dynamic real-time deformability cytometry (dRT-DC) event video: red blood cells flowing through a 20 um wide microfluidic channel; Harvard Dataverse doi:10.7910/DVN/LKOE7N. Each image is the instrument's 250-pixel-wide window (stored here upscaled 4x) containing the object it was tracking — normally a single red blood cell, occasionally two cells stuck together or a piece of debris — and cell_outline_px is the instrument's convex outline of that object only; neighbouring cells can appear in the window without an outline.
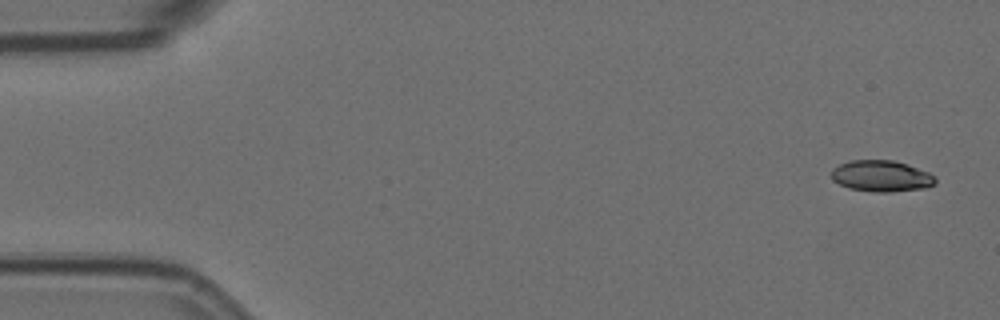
{"species": "Egyptian fruit bat (a non-hibernating species)", "species_latin": "Rousettus aegyptiacus", "temperature_condition": "room temperature", "stored_images_in_passage": 3, "camera_frame_rate_fps": 3000, "um_per_image_px": 0.085, "animal": {"sex": "female"}, "frame": {"image": 1, "passage_image": 1, "time_ms": 0.0, "image_size_px": [1000, 320], "cell_outline_px": [[936, 184], [924, 188], [888, 192], [876, 192], [848, 188], [832, 180], [832, 168], [848, 160], [896, 160], [908, 164], [928, 172], [936, 176]], "centroid_in_image_um": [74.93, 14.95], "position_along_channel_um": 10.1, "area_um2": 19.07}}